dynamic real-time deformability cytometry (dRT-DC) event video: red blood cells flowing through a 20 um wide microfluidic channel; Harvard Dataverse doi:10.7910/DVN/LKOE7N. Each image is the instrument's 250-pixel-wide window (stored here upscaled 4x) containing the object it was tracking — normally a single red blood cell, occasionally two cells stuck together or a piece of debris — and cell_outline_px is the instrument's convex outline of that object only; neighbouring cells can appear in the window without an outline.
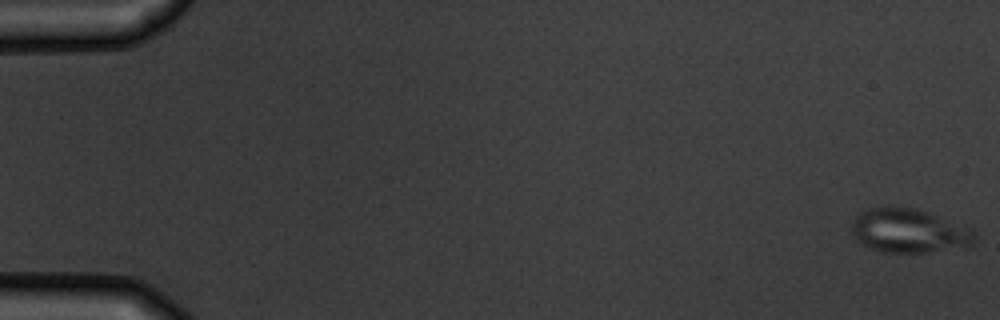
{"species": "common noctule bat (a hibernating species)", "species_latin": "Nyctalus noctula", "temperature_condition": "warm", "stored_images_in_passage": 7, "camera_frame_rate_fps": 3000, "um_per_image_px": 0.085, "animal": {"sex": "male", "body_mass_g": 19.5, "forearm_length_mm": 54.6}, "frame": {"image": 1, "passage_image": 1, "time_ms": 0.0, "image_size_px": [1000, 320], "cell_outline_px": [[976, 236], [972, 244], [928, 252], [880, 252], [860, 244], [856, 240], [852, 232], [852, 224], [856, 216], [860, 212], [868, 208], [916, 208], [928, 212], [972, 228], [976, 232]], "centroid_in_image_um": [77.24, 19.62], "position_along_channel_um": 7.8, "area_um2": 31.21}}